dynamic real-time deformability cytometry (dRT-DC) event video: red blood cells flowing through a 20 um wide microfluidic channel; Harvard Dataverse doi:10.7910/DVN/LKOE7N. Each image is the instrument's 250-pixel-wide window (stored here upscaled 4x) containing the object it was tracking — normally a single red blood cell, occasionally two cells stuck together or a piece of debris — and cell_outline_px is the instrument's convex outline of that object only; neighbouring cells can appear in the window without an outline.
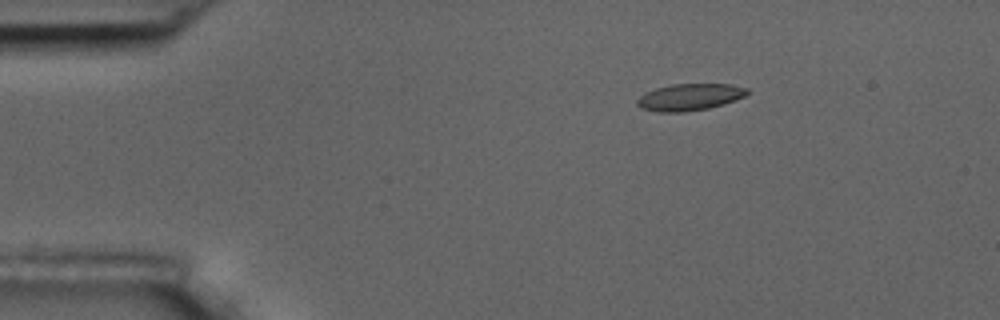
{"species": "common noctule bat (a hibernating species)", "species_latin": "Nyctalus noctula", "temperature_condition": "room temperature", "stored_images_in_passage": 5, "camera_frame_rate_fps": 3000, "um_per_image_px": 0.085, "animal": {"sex": "male", "body_mass_g": 17.5, "forearm_length_mm": 52.3}, "frame": {"image": 1, "passage_image": 3, "time_ms": 2.333, "image_size_px": [1000, 320], "cell_outline_px": [[752, 92], [736, 100], [724, 104], [708, 108], [684, 112], [660, 112], [640, 108], [636, 104], [636, 100], [644, 92], [656, 88], [672, 84], [732, 84], [748, 88]], "centroid_in_image_um": [58.64, 8.25], "position_along_channel_um": 26.4, "area_um2": 17.4}}